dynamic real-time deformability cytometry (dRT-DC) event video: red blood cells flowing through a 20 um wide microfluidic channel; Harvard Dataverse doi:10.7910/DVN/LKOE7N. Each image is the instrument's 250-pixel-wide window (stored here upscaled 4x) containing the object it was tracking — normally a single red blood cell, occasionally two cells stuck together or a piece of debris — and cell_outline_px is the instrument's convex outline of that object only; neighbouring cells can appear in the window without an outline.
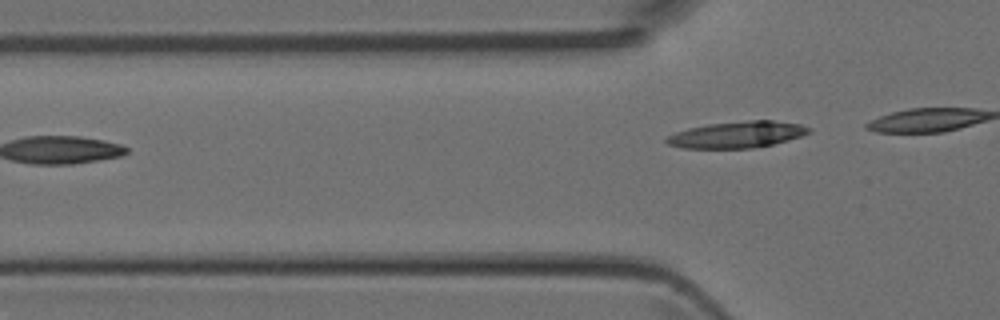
{"species": "Egyptian fruit bat (a non-hibernating species)", "species_latin": "Rousettus aegyptiacus", "temperature_condition": "room temperature", "stored_images_in_passage": 6, "camera_frame_rate_fps": 3000, "um_per_image_px": 0.085, "animal": {"sex": "female"}, "frame": {"image": 1, "passage_image": 6, "time_ms": 1.667, "image_size_px": [1000, 320], "cell_outline_px": [[812, 132], [788, 140], [772, 144], [752, 148], [684, 148], [668, 144], [664, 140], [668, 136], [676, 132], [688, 128], [708, 124], [748, 120], [772, 120], [800, 124], [812, 128]], "centroid_in_image_um": [62.68, 11.43], "position_along_channel_um": 63.1, "area_um2": 21.91}}